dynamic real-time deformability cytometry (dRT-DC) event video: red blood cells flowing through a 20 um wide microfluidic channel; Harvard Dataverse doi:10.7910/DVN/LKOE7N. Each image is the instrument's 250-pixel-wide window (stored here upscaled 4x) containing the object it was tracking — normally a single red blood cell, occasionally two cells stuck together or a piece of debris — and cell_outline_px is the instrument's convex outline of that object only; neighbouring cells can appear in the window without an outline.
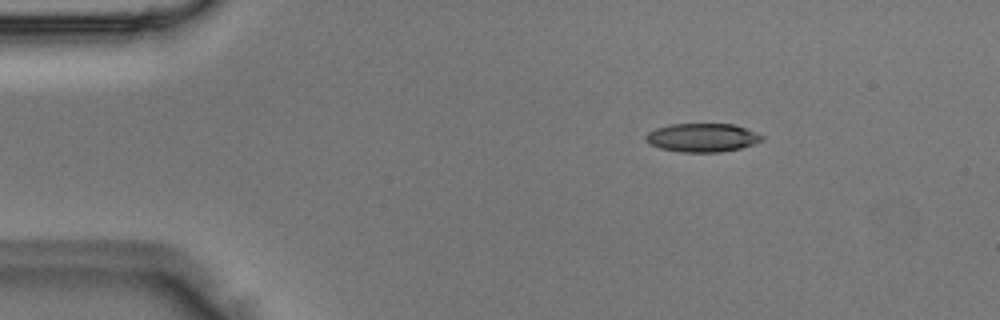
{"species": "Egyptian fruit bat (a non-hibernating species)", "species_latin": "Rousettus aegyptiacus", "temperature_condition": "room temperature", "stored_images_in_passage": 5, "camera_frame_rate_fps": 3000, "um_per_image_px": 0.085, "animal": {"sex": "male"}, "frame": {"image": 1, "passage_image": 1, "time_ms": 0.0, "image_size_px": [1000, 320], "cell_outline_px": [[764, 136], [760, 140], [752, 144], [740, 148], [720, 152], [680, 152], [660, 148], [648, 144], [644, 140], [644, 136], [648, 132], [656, 128], [668, 124], [736, 124], [756, 132]], "centroid_in_image_um": [59.64, 11.69], "position_along_channel_um": 25.4, "area_um2": 19.42}}
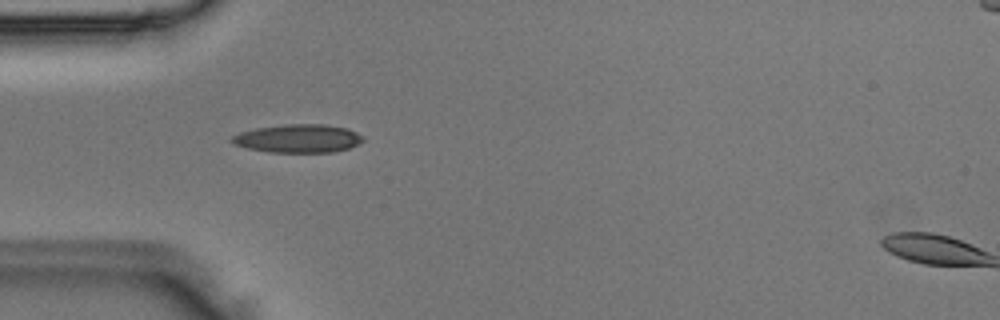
{"frame": {"image": 2, "passage_image": 3, "time_ms": 0.667, "image_size_px": [1000, 320], "cell_outline_px": [[364, 140], [348, 148], [332, 152], [268, 152], [248, 148], [232, 144], [228, 140], [232, 136], [240, 132], [256, 128], [284, 124], [324, 124], [348, 128], [364, 136]], "centroid_in_image_um": [25.31, 11.76], "position_along_channel_um": 59.7, "area_um2": 21.73}}
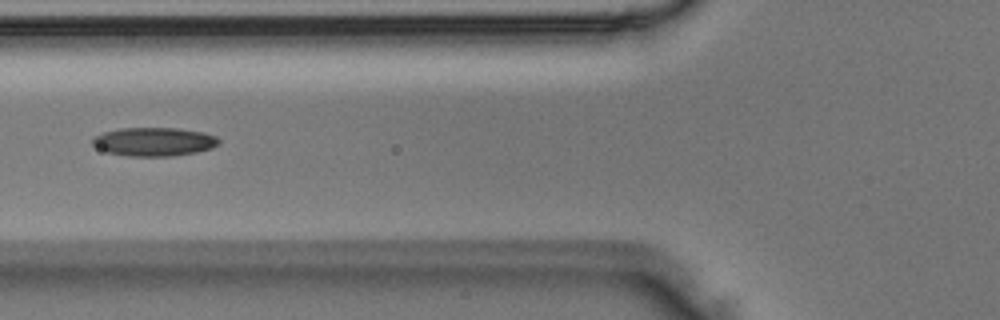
{"frame": {"image": 3, "passage_image": 4, "time_ms": 1.0, "image_size_px": [1000, 320], "cell_outline_px": [[220, 144], [212, 148], [196, 152], [172, 156], [128, 156], [108, 152], [92, 144], [92, 140], [96, 136], [104, 132], [120, 128], [180, 128], [204, 132], [216, 136], [220, 140]], "centroid_in_image_um": [13.15, 12.04], "position_along_channel_um": 112.6, "area_um2": 21.04}}